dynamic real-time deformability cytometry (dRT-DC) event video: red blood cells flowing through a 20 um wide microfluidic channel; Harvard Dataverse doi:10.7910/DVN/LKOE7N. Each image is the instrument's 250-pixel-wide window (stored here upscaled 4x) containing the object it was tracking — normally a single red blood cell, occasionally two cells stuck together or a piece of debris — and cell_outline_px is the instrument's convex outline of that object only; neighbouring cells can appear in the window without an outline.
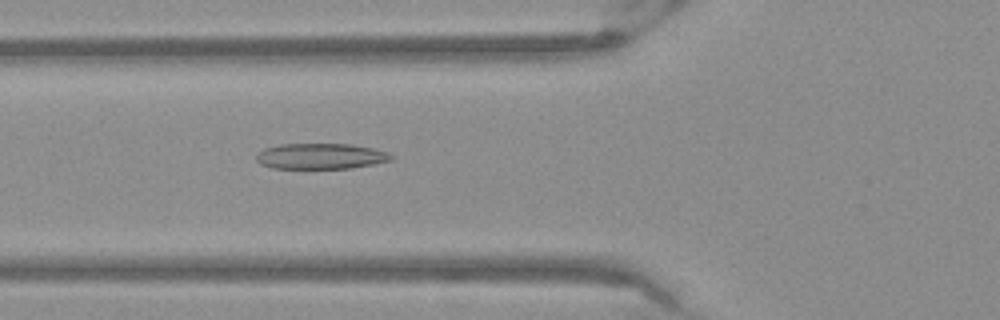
{"species": "Egyptian fruit bat (a non-hibernating species)", "species_latin": "Rousettus aegyptiacus", "temperature_condition": "warm", "stored_images_in_passage": 45, "camera_frame_rate_fps": 3000, "um_per_image_px": 0.085, "frame": {"image": 1, "passage_image": 12, "time_ms": 3.667, "image_size_px": [1000, 320], "cell_outline_px": [[392, 156], [388, 160], [372, 164], [352, 168], [272, 168], [260, 164], [256, 160], [256, 156], [264, 148], [280, 144], [352, 144], [372, 148], [388, 152]], "centroid_in_image_um": [27.21, 13.27], "position_along_channel_um": 98.6, "area_um2": 20.0}}
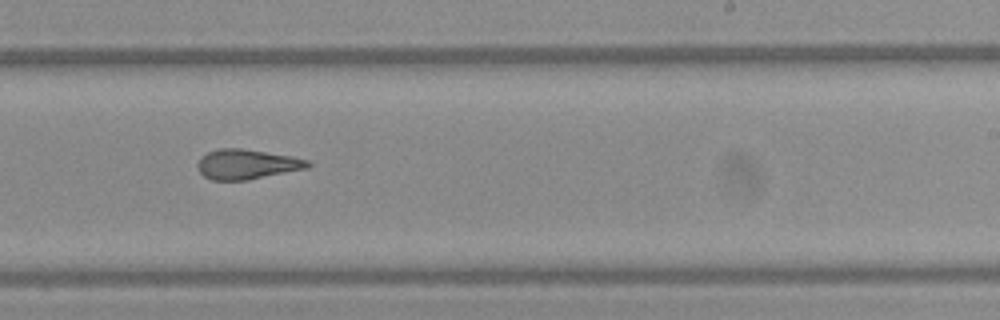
{"frame": {"image": 2, "passage_image": 25, "time_ms": 8.0, "image_size_px": [1000, 320], "cell_outline_px": [[312, 164], [308, 168], [248, 180], [212, 180], [204, 176], [200, 172], [196, 164], [208, 152], [220, 148], [240, 148], [292, 156], [308, 160]], "centroid_in_image_um": [21.01, 13.97], "position_along_channel_um": 268.0, "area_um2": 19.07}}
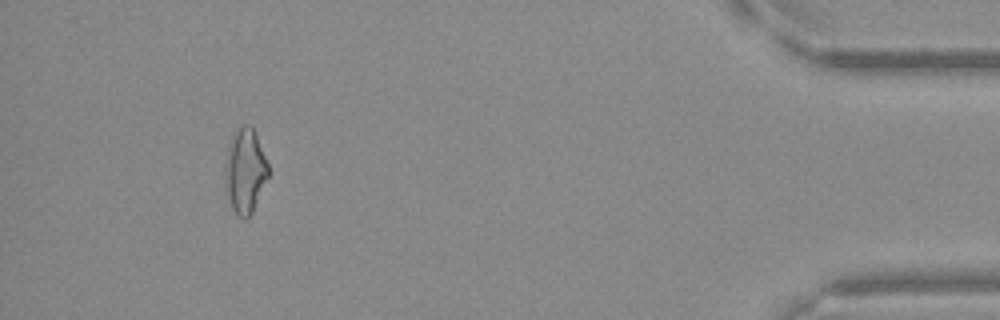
{"frame": {"image": 3, "passage_image": 41, "time_ms": 13.333, "image_size_px": [1000, 320], "cell_outline_px": [[268, 176], [252, 212], [244, 220], [236, 216], [232, 208], [224, 176], [224, 168], [228, 144], [236, 128], [240, 124], [252, 124], [268, 164]], "centroid_in_image_um": [20.82, 14.47], "position_along_channel_um": 414.4, "area_um2": 21.33}}